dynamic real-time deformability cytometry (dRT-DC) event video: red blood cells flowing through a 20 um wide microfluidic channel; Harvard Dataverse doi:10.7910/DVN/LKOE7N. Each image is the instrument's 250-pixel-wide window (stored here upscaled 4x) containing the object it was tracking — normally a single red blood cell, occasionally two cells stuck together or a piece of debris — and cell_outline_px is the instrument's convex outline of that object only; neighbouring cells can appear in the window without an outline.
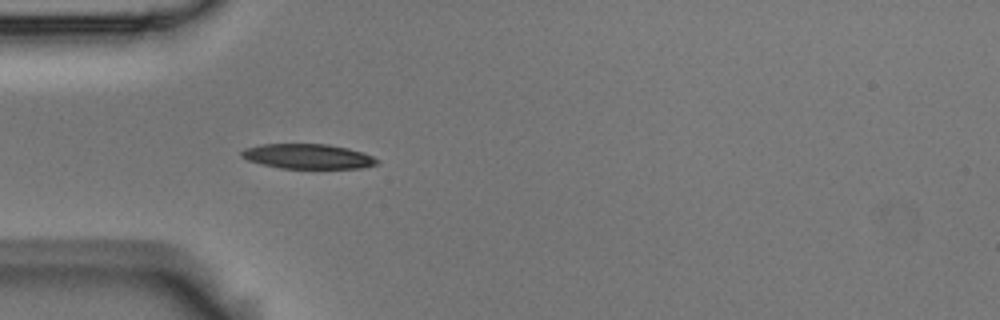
{"species": "Egyptian fruit bat (a non-hibernating species)", "species_latin": "Rousettus aegyptiacus", "temperature_condition": "room temperature", "stored_images_in_passage": 4, "camera_frame_rate_fps": 3000, "um_per_image_px": 0.085, "animal": {"sex": "male"}, "frame": {"image": 1, "passage_image": 4, "time_ms": 1.0, "image_size_px": [1000, 320], "cell_outline_px": [[380, 164], [364, 168], [280, 168], [248, 160], [240, 156], [240, 152], [244, 148], [260, 144], [328, 144], [348, 148], [364, 152], [380, 160]], "centroid_in_image_um": [26.21, 13.29], "position_along_channel_um": 58.8, "area_um2": 19.77}}